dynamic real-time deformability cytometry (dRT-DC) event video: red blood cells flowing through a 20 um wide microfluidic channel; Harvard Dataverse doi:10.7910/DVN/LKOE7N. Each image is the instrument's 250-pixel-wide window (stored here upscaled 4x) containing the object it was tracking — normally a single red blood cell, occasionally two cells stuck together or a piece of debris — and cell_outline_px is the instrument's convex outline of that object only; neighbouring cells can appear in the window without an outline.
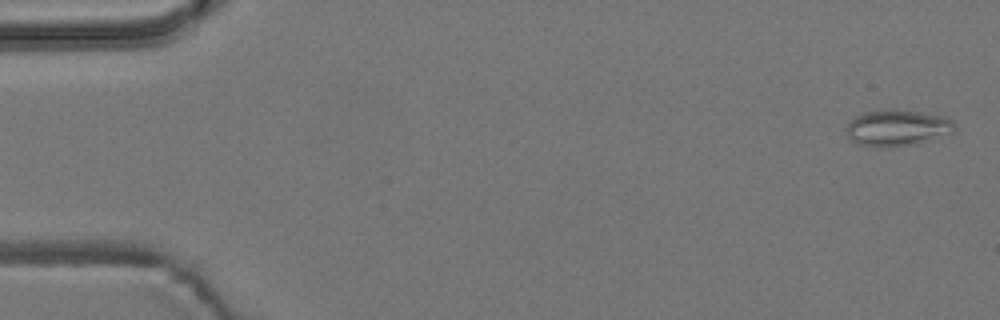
{"species": "common noctule bat (a hibernating species)", "species_latin": "Nyctalus noctula", "temperature_condition": "room temperature", "stored_images_in_passage": 3, "camera_frame_rate_fps": 3000, "um_per_image_px": 0.085, "animal": {"sex": "male", "body_mass_g": 19.2, "forearm_length_mm": 51.8}, "frame": {"image": 1, "passage_image": 1, "time_ms": 0.0, "image_size_px": [1000, 320], "cell_outline_px": [[956, 128], [952, 132], [932, 140], [916, 144], [888, 148], [880, 148], [856, 144], [848, 136], [848, 124], [860, 112], [888, 108], [920, 112], [948, 116], [952, 120]], "centroid_in_image_um": [76.28, 10.87], "position_along_channel_um": 8.7, "area_um2": 23.35}}